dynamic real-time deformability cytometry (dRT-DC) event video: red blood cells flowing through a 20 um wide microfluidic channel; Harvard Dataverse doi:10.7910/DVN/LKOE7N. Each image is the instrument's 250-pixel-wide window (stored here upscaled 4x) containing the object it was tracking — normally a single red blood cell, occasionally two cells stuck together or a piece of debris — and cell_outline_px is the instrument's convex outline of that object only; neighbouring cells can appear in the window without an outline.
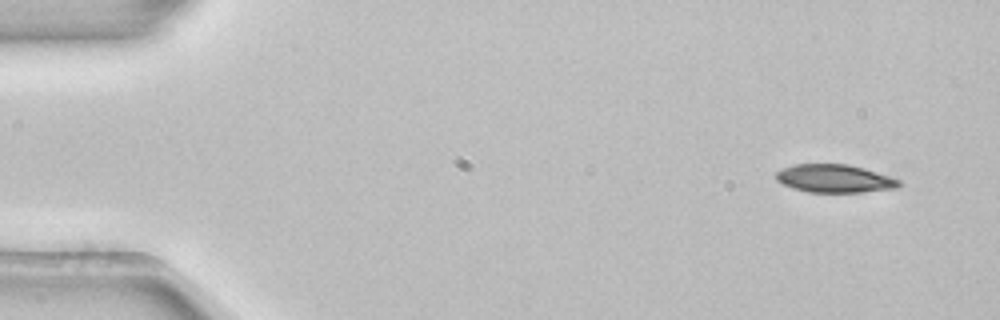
{"species": "common noctule bat (a hibernating species)", "species_latin": "Nyctalus noctula", "temperature_condition": "room temperature", "stored_images_in_passage": 4, "camera_frame_rate_fps": 3000, "um_per_image_px": 0.085, "animal": {"sex": "female", "body_mass_g": 22.7, "forearm_length_mm": 54.2}, "frame": {"image": 1, "passage_image": 1, "time_ms": 0.0, "image_size_px": [1000, 320], "cell_outline_px": [[904, 184], [896, 188], [860, 192], [808, 192], [792, 188], [776, 180], [776, 172], [780, 168], [796, 164], [848, 164], [864, 168], [900, 180]], "centroid_in_image_um": [70.92, 15.17], "position_along_channel_um": 14.1, "area_um2": 20.11}}
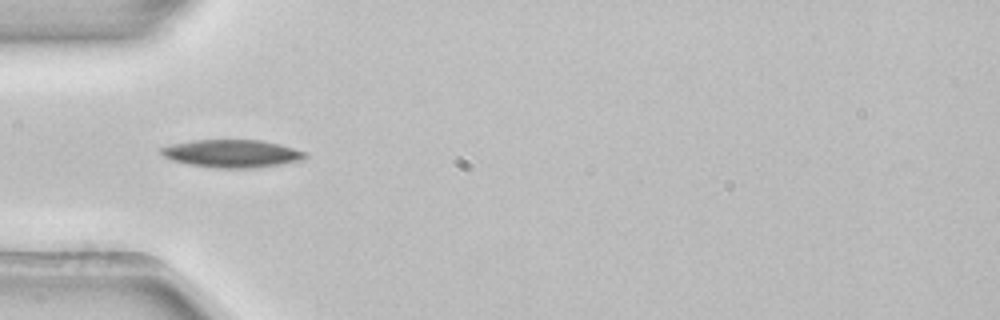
{"frame": {"image": 2, "passage_image": 4, "time_ms": 1.0, "image_size_px": [1000, 320], "cell_outline_px": [[308, 156], [300, 160], [280, 164], [252, 168], [216, 168], [192, 164], [172, 160], [164, 156], [160, 152], [160, 148], [172, 144], [192, 140], [260, 140], [280, 144], [304, 152]], "centroid_in_image_um": [19.7, 13.04], "position_along_channel_um": 65.3, "area_um2": 23.0}}